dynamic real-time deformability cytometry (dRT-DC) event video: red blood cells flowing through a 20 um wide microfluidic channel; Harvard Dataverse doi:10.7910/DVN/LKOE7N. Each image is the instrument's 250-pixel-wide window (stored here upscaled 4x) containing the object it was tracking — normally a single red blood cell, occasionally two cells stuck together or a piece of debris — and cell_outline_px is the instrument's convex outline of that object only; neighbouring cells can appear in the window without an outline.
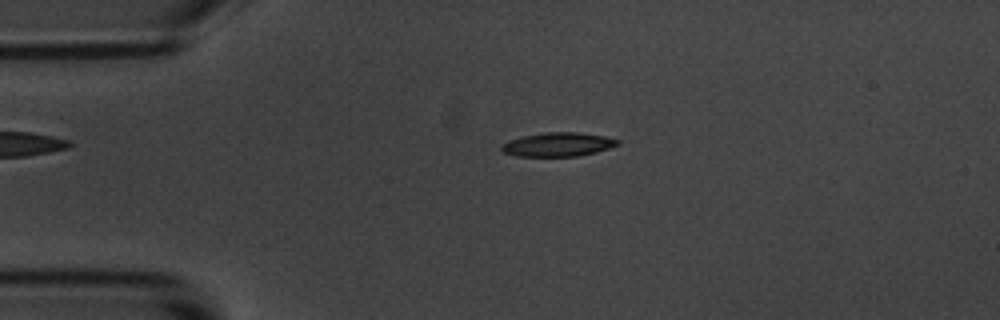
{"species": "common noctule bat (a hibernating species)", "species_latin": "Nyctalus noctula", "temperature_condition": "room temperature", "stored_images_in_passage": 6, "camera_frame_rate_fps": 3000, "um_per_image_px": 0.085, "animal": {"sex": "male", "body_mass_g": 20.1, "forearm_length_mm": 53.5}, "frame": {"image": 1, "passage_image": 4, "time_ms": 3.667, "image_size_px": [1000, 320], "cell_outline_px": [[620, 144], [596, 152], [576, 156], [516, 156], [500, 152], [500, 144], [524, 136], [548, 132], [580, 132], [604, 136], [620, 140]], "centroid_in_image_um": [47.41, 12.28], "position_along_channel_um": 37.6, "area_um2": 16.13}}
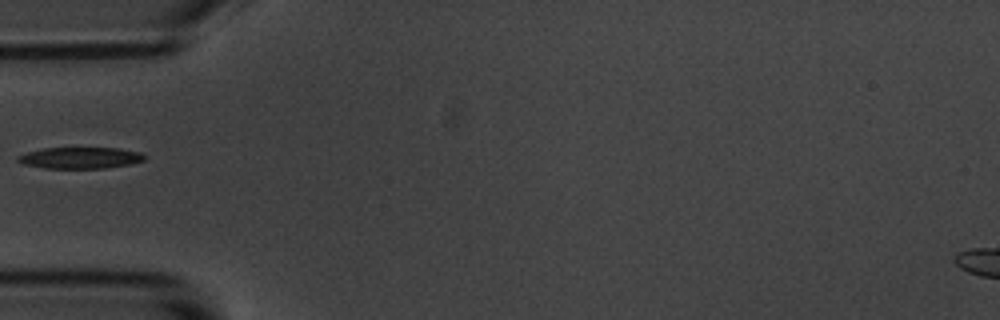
{"frame": {"image": 2, "passage_image": 6, "time_ms": 5.667, "image_size_px": [1000, 320], "cell_outline_px": [[144, 160], [132, 164], [104, 168], [44, 168], [24, 164], [16, 160], [16, 156], [28, 152], [44, 148], [116, 148], [140, 152], [144, 156]], "centroid_in_image_um": [6.8, 13.42], "position_along_channel_um": 78.2, "area_um2": 15.66}}